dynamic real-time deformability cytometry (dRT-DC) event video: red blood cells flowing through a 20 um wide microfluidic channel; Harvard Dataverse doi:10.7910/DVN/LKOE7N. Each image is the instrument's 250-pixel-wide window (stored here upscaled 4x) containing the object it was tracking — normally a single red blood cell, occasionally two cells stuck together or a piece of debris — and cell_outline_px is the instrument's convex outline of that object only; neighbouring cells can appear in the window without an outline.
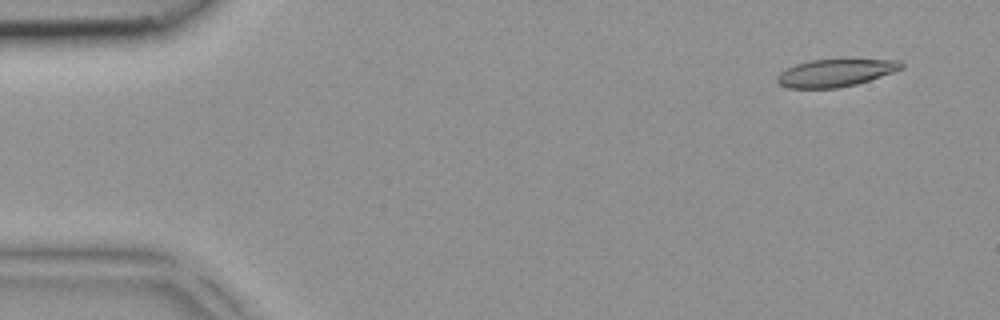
{"species": "common noctule bat (a hibernating species)", "species_latin": "Nyctalus noctula", "temperature_condition": "room temperature", "stored_images_in_passage": 5, "camera_frame_rate_fps": 3000, "um_per_image_px": 0.085, "animal": {"sex": "female", "body_mass_g": 18.4}, "frame": {"image": 1, "passage_image": 1, "time_ms": 0.0, "image_size_px": [1000, 320], "cell_outline_px": [[904, 68], [856, 84], [836, 88], [788, 88], [780, 84], [776, 80], [776, 76], [784, 68], [808, 60], [900, 60], [904, 64]], "centroid_in_image_um": [70.96, 6.19], "position_along_channel_um": 14.0, "area_um2": 19.71}}
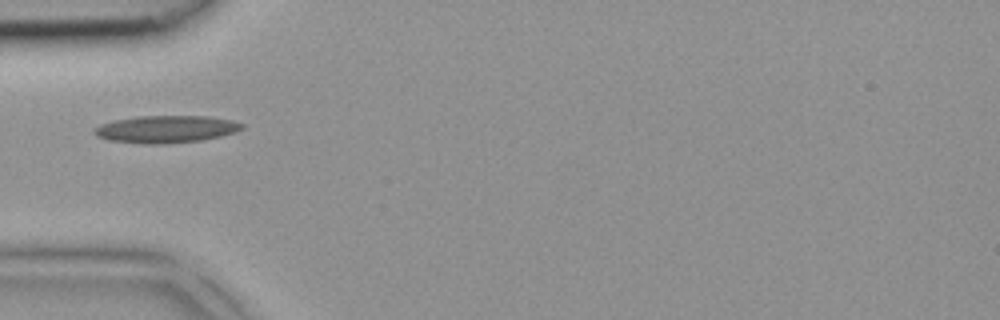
{"frame": {"image": 2, "passage_image": 4, "time_ms": 1.0, "image_size_px": [1000, 320], "cell_outline_px": [[244, 128], [236, 132], [220, 136], [200, 140], [160, 144], [148, 144], [108, 140], [96, 136], [92, 132], [92, 128], [100, 124], [112, 120], [136, 116], [212, 116], [232, 120], [244, 124]], "centroid_in_image_um": [14.08, 10.96], "position_along_channel_um": 70.9, "area_um2": 23.7}}